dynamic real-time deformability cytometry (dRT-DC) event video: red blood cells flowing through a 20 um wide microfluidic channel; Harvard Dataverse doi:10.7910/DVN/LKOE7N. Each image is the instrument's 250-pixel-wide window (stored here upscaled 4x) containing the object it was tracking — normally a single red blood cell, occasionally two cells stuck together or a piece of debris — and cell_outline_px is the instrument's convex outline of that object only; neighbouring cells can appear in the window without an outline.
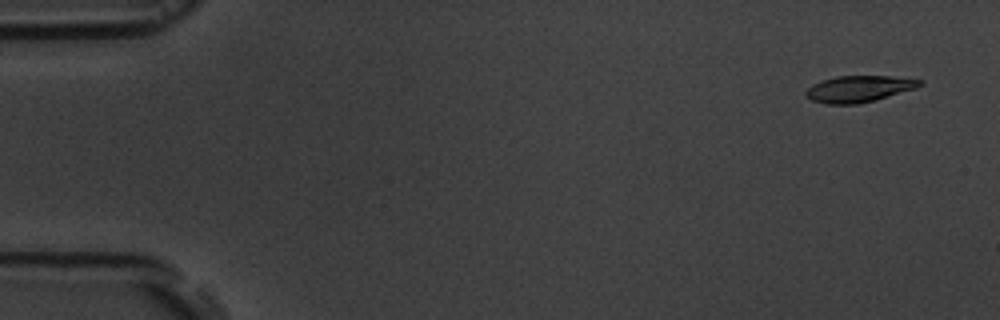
{"species": "common noctule bat (a hibernating species)", "species_latin": "Nyctalus noctula", "temperature_condition": "room temperature", "stored_images_in_passage": 5, "camera_frame_rate_fps": 3000, "um_per_image_px": 0.085, "animal": {"sex": "male", "body_mass_g": 19.5, "forearm_length_mm": 54.6}, "frame": {"image": 1, "passage_image": 1, "time_ms": 0.0, "image_size_px": [1000, 320], "cell_outline_px": [[924, 84], [916, 88], [876, 100], [856, 104], [828, 104], [812, 100], [804, 96], [804, 92], [812, 84], [836, 76], [892, 76], [924, 80]], "centroid_in_image_um": [73.02, 7.55], "position_along_channel_um": 12.0, "area_um2": 17.63}}
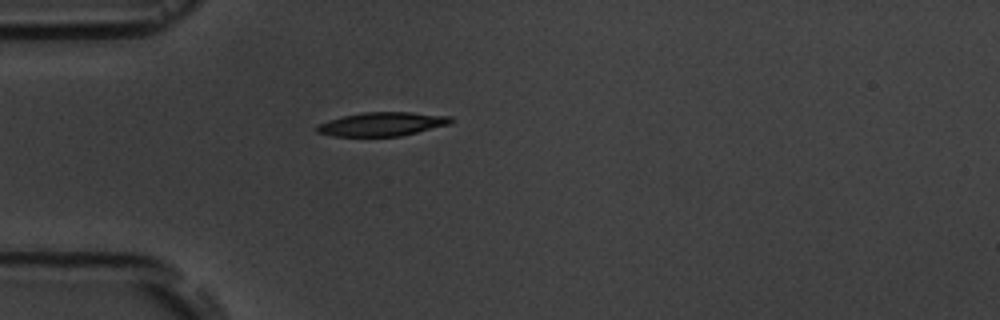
{"frame": {"image": 2, "passage_image": 5, "time_ms": 4.333, "image_size_px": [1000, 320], "cell_outline_px": [[452, 124], [400, 136], [332, 136], [316, 132], [316, 128], [320, 124], [328, 120], [344, 116], [364, 112], [412, 112], [452, 116]], "centroid_in_image_um": [32.52, 10.54], "position_along_channel_um": 52.5, "area_um2": 18.55}}